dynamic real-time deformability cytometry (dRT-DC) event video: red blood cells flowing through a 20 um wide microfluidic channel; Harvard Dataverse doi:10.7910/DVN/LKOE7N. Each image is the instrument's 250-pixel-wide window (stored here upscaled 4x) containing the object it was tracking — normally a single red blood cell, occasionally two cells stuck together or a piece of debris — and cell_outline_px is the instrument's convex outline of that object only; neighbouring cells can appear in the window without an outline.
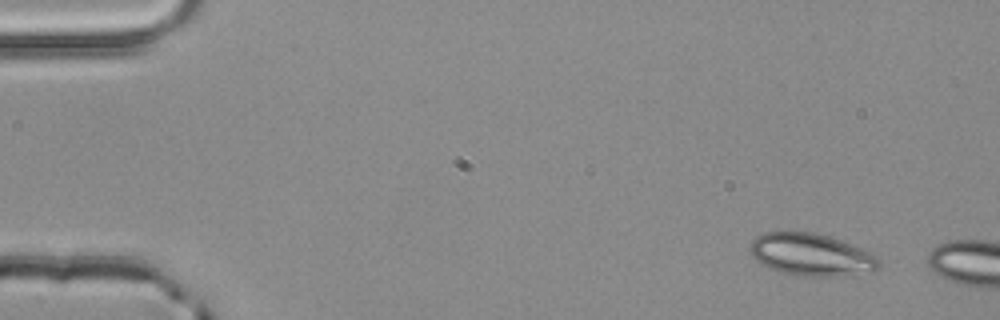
{"species": "common noctule bat (a hibernating species)", "species_latin": "Nyctalus noctula", "temperature_condition": "room temperature", "stored_images_in_passage": 2, "camera_frame_rate_fps": 3000, "um_per_image_px": 0.085, "animal": {"sex": "male", "body_mass_g": 20.4}, "frame": {"image": 1, "passage_image": 1, "time_ms": 0.0, "image_size_px": [1000, 320], "cell_outline_px": [[880, 268], [872, 272], [832, 276], [804, 276], [780, 272], [756, 260], [748, 252], [748, 248], [752, 240], [756, 236], [764, 232], [812, 232], [828, 236], [840, 240], [860, 248], [876, 256], [880, 260]], "centroid_in_image_um": [68.94, 21.64], "position_along_channel_um": 16.1, "area_um2": 31.62}}